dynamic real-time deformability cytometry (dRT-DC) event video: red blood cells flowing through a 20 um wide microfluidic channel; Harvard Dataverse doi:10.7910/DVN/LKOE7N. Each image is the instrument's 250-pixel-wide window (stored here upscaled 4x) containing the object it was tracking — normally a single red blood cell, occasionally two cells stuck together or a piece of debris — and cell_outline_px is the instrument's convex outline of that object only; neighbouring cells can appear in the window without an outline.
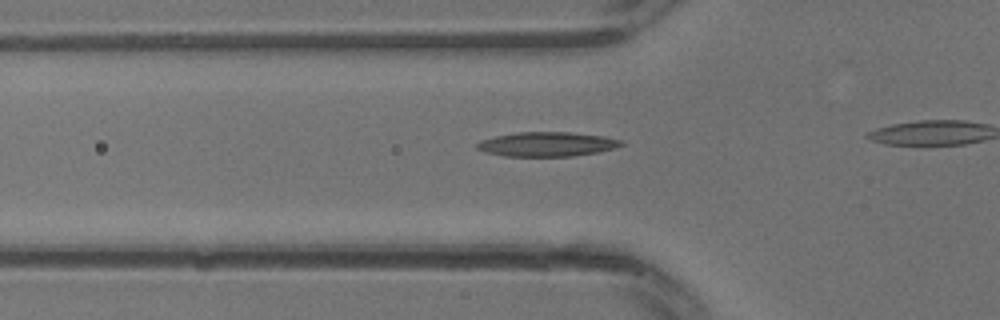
{"species": "common noctule bat (a hibernating species)", "species_latin": "Nyctalus noctula", "temperature_condition": "warm", "stored_images_in_passage": 10, "camera_frame_rate_fps": 3000, "um_per_image_px": 0.085, "animal": {"sex": "male", "body_mass_g": 13.3}, "frame": {"image": 1, "passage_image": 7, "time_ms": 2.0, "image_size_px": [1000, 320], "cell_outline_px": [[624, 144], [616, 148], [596, 152], [572, 156], [504, 156], [484, 152], [476, 148], [476, 144], [480, 140], [496, 136], [516, 132], [568, 132], [604, 136], [624, 140]], "centroid_in_image_um": [46.49, 12.25], "position_along_channel_um": 79.3, "area_um2": 20.58}}
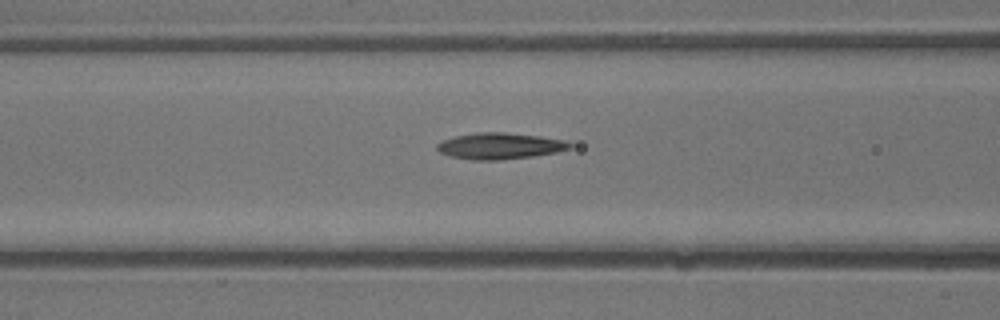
{"frame": {"image": 2, "passage_image": 9, "time_ms": 2.667, "image_size_px": [1000, 320], "cell_outline_px": [[572, 148], [556, 152], [532, 156], [500, 160], [472, 160], [452, 156], [440, 152], [436, 148], [436, 144], [440, 140], [456, 136], [476, 132], [504, 132], [540, 136], [568, 140], [572, 144]], "centroid_in_image_um": [42.5, 12.4], "position_along_channel_um": 124.1, "area_um2": 20.46}}